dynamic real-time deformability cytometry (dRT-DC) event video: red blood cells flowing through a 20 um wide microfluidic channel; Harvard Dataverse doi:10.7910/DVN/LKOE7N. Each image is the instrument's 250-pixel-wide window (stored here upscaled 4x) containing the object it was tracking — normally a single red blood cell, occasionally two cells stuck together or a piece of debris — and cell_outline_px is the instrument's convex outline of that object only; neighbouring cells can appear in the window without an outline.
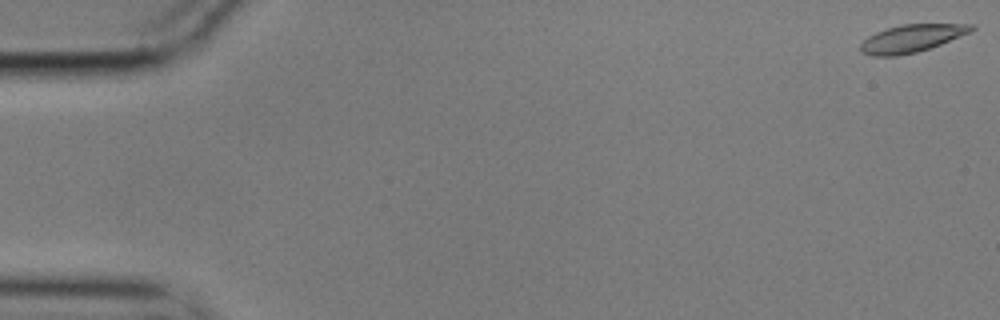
{"species": "common noctule bat (a hibernating species)", "species_latin": "Nyctalus noctula", "temperature_condition": "cold", "stored_images_in_passage": 28, "camera_frame_rate_fps": 3000, "um_per_image_px": 0.085, "animal": {"sex": "male", "body_mass_g": 17.9}, "frame": {"image": 1, "passage_image": 1, "time_ms": 0.0, "image_size_px": [1000, 320], "cell_outline_px": [[976, 28], [968, 32], [940, 44], [916, 52], [896, 56], [872, 56], [860, 52], [860, 44], [868, 36], [876, 32], [900, 24], [972, 24]], "centroid_in_image_um": [77.42, 3.26], "position_along_channel_um": 7.6, "area_um2": 17.57}}
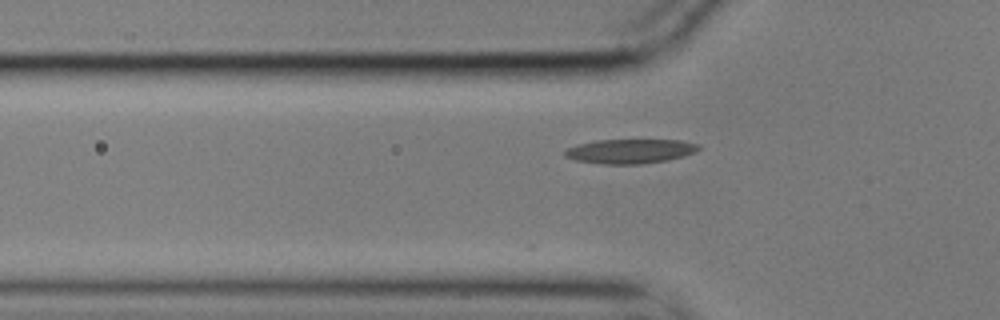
{"frame": {"image": 2, "passage_image": 19, "time_ms": 6.0, "image_size_px": [1000, 320], "cell_outline_px": [[700, 148], [696, 152], [684, 156], [668, 160], [640, 164], [604, 164], [576, 160], [564, 156], [564, 152], [568, 148], [576, 144], [596, 140], [680, 140], [700, 144]], "centroid_in_image_um": [53.58, 12.85], "position_along_channel_um": 72.2, "area_um2": 19.07}}
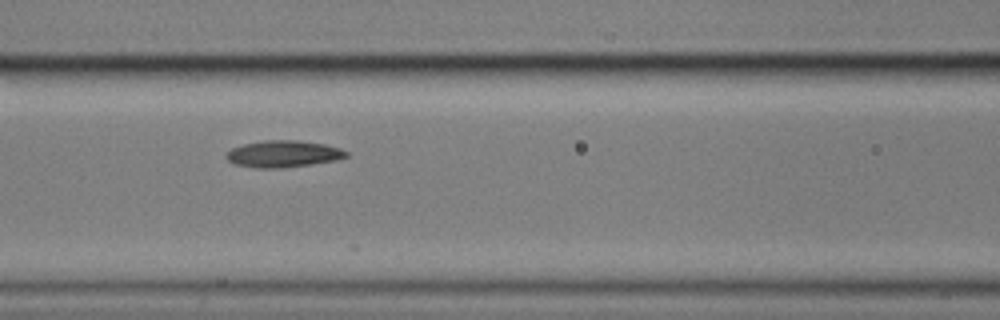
{"frame": {"image": 3, "passage_image": 25, "time_ms": 8.0, "image_size_px": [1000, 320], "cell_outline_px": [[348, 156], [336, 160], [312, 164], [280, 168], [256, 168], [232, 164], [224, 156], [232, 148], [244, 144], [264, 140], [296, 140], [324, 144], [340, 148], [348, 152]], "centroid_in_image_um": [24.06, 13.08], "position_along_channel_um": 142.5, "area_um2": 18.73}}